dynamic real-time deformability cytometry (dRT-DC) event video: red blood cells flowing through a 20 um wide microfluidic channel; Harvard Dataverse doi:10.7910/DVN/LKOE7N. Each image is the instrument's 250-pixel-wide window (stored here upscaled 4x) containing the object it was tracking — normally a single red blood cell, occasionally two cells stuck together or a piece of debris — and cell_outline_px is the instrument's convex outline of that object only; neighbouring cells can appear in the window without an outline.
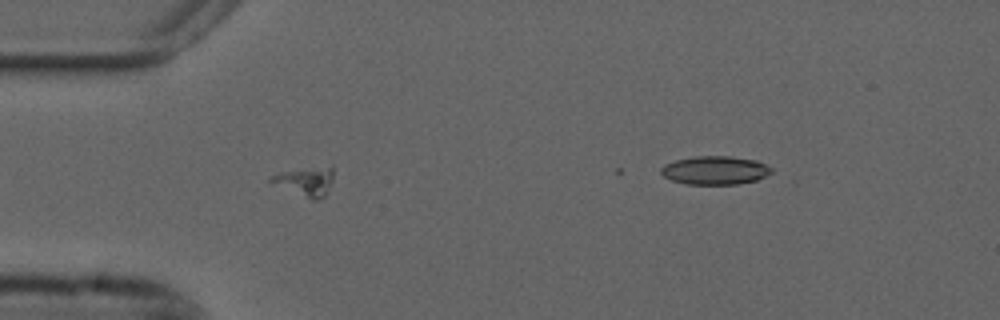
{"species": "common noctule bat (a hibernating species)", "species_latin": "Nyctalus noctula", "temperature_condition": "cold", "stored_images_in_passage": 4, "camera_frame_rate_fps": 3000, "um_per_image_px": 0.085, "animal": {"sex": "male", "forearm_length_mm": 52.5}, "frame": {"image": 1, "passage_image": 1, "time_ms": 0.0, "image_size_px": [1000, 320], "cell_outline_px": [[332, 180], [324, 196], [320, 200], [312, 200], [268, 184], [268, 180], [272, 176], [280, 172], [328, 168], [332, 168]], "centroid_in_image_um": [25.86, 15.5], "position_along_channel_um": 59.1, "area_um2": 10.17}}